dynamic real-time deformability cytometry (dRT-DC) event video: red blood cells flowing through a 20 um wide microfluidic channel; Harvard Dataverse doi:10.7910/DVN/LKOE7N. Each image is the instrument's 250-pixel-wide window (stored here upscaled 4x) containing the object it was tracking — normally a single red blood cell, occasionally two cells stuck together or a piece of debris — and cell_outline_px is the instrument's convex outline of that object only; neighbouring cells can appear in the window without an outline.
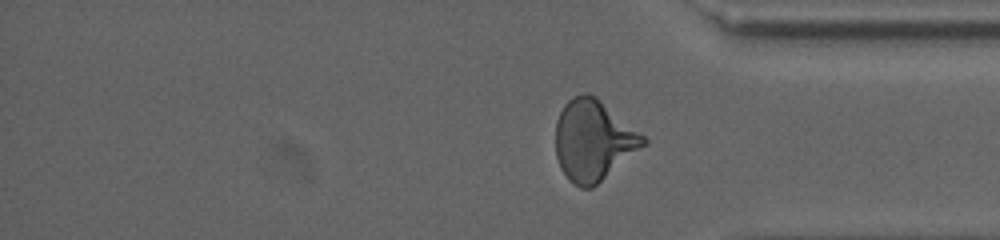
{"species": "human", "species_latin": "Homo sapiens", "temperature_condition": "cold", "stored_images_in_passage": 34, "segment_of_instrument_passage": [2, 2], "camera_frame_rate_fps": 3000, "um_per_image_px": 0.085, "donor": {"sex": "male"}, "frame": {"image": 1, "passage_image": 34, "time_ms": 18.0, "image_size_px": [1000, 240], "cell_outline_px": [[648, 144], [592, 188], [580, 188], [572, 184], [568, 180], [560, 168], [556, 156], [556, 120], [564, 104], [572, 96], [584, 92], [588, 92], [596, 96], [644, 136], [648, 140]], "centroid_in_image_um": [50.43, 11.94], "position_along_channel_um": 384.8, "area_um2": 41.5}}